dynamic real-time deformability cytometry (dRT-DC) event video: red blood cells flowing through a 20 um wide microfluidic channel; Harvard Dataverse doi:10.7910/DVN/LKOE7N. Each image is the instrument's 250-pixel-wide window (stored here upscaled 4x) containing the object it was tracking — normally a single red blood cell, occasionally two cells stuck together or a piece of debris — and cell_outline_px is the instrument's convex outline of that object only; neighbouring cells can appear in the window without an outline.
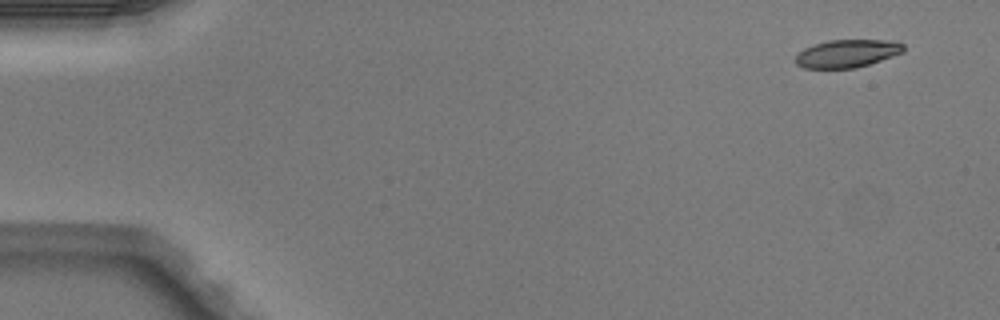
{"species": "Egyptian fruit bat (a non-hibernating species)", "species_latin": "Rousettus aegyptiacus", "temperature_condition": "warm", "stored_images_in_passage": 3, "camera_frame_rate_fps": 3000, "um_per_image_px": 0.085, "animal": {"sex": "male"}, "frame": {"image": 1, "passage_image": 1, "time_ms": 0.0, "image_size_px": [1000, 320], "cell_outline_px": [[904, 52], [856, 68], [804, 68], [796, 64], [796, 56], [804, 48], [812, 44], [828, 40], [896, 40], [904, 44]], "centroid_in_image_um": [72.02, 4.53], "position_along_channel_um": 13.0, "area_um2": 17.57}}